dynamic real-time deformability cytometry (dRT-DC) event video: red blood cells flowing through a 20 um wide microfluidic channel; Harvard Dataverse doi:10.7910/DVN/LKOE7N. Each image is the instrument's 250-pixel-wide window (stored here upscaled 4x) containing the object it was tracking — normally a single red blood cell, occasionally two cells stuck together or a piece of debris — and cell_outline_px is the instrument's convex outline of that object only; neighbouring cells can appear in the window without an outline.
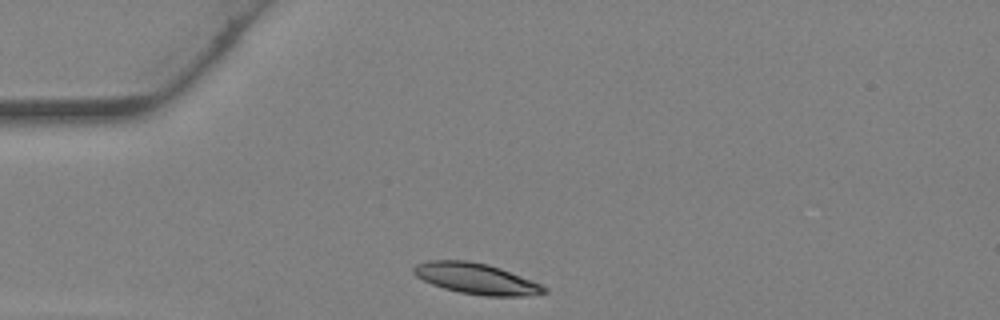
{"species": "Egyptian fruit bat (a non-hibernating species)", "species_latin": "Rousettus aegyptiacus", "temperature_condition": "warm", "stored_images_in_passage": 21, "camera_frame_rate_fps": 3000, "um_per_image_px": 0.085, "animal": {"sex": "female"}, "frame": {"image": 1, "passage_image": 1, "time_ms": 0.0, "image_size_px": [1000, 320], "cell_outline_px": [[548, 292], [532, 296], [488, 296], [460, 292], [444, 288], [432, 284], [416, 276], [412, 272], [412, 268], [416, 264], [428, 260], [468, 260], [488, 264], [500, 268], [540, 284], [548, 288]], "centroid_in_image_um": [40.48, 23.68], "position_along_channel_um": 44.5, "area_um2": 23.41}}
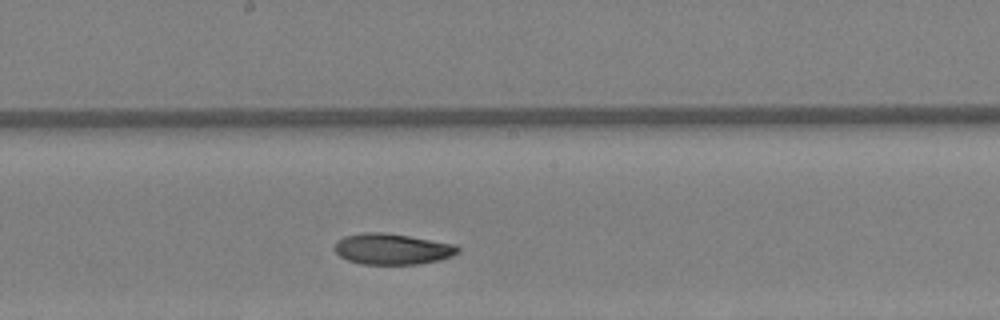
{"frame": {"image": 2, "passage_image": 12, "time_ms": 3.667, "image_size_px": [1000, 320], "cell_outline_px": [[460, 248], [452, 256], [440, 260], [420, 264], [364, 264], [348, 260], [340, 256], [336, 252], [336, 240], [344, 236], [364, 232], [384, 232], [456, 244]], "centroid_in_image_um": [33.35, 21.16], "position_along_channel_um": 214.9, "area_um2": 22.14}}
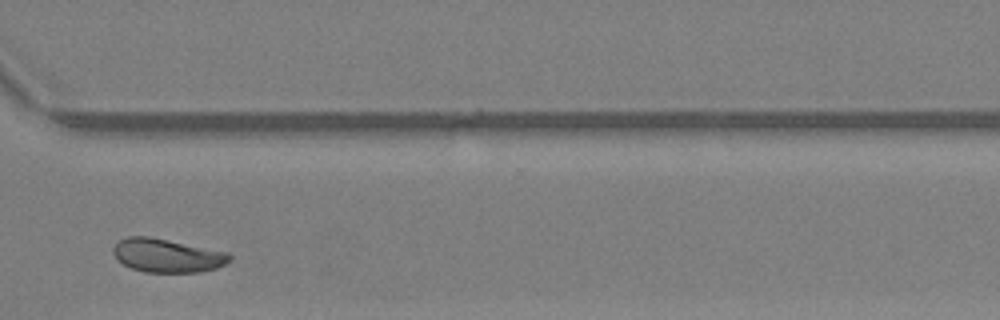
{"frame": {"image": 3, "passage_image": 20, "time_ms": 6.333, "image_size_px": [1000, 320], "cell_outline_px": [[232, 260], [216, 268], [200, 272], [144, 272], [132, 268], [124, 264], [112, 252], [112, 248], [120, 240], [128, 236], [148, 236], [228, 252], [232, 256]], "centroid_in_image_um": [14.23, 21.72], "position_along_channel_um": 356.4, "area_um2": 22.6}}